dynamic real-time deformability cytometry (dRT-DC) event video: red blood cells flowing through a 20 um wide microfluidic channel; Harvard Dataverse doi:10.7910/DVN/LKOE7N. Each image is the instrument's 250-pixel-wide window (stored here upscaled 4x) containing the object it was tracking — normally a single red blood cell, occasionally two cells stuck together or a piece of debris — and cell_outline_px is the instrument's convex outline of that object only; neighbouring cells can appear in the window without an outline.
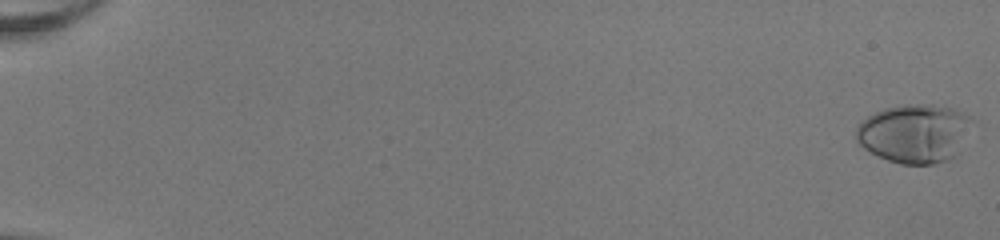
{"species": "human", "species_latin": "Homo sapiens", "temperature_condition": "room temperature", "stored_images_in_passage": 53, "camera_frame_rate_fps": 3000, "um_per_image_px": 0.085, "donor": {"sex": "female"}, "frame": {"image": 1, "passage_image": 1, "time_ms": 0.0, "image_size_px": [1000, 240], "cell_outline_px": [[968, 120], [956, 156], [948, 160], [932, 164], [900, 164], [888, 160], [864, 148], [856, 140], [856, 128], [868, 116], [884, 108], [904, 104], [932, 104], [956, 108], [968, 116]], "centroid_in_image_um": [77.66, 11.33], "position_along_channel_um": 7.3, "area_um2": 38.84}}
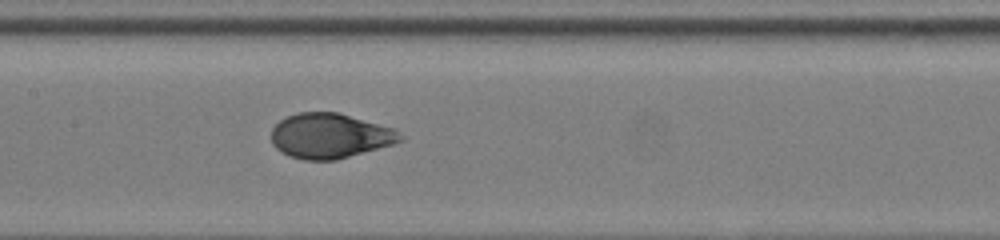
{"frame": {"image": 2, "passage_image": 29, "time_ms": 9.333, "image_size_px": [1000, 240], "cell_outline_px": [[404, 140], [392, 144], [336, 160], [304, 160], [288, 156], [276, 148], [272, 144], [272, 128], [280, 120], [296, 112], [336, 112], [392, 128], [400, 132], [404, 136]], "centroid_in_image_um": [28.02, 11.55], "position_along_channel_um": 179.4, "area_um2": 33.58}}
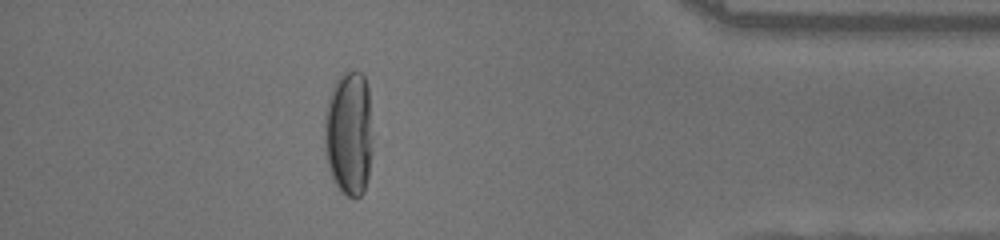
{"frame": {"image": 3, "passage_image": 48, "time_ms": 15.667, "image_size_px": [1000, 240], "cell_outline_px": [[372, 152], [368, 176], [364, 192], [356, 200], [340, 192], [332, 180], [328, 168], [324, 148], [324, 112], [328, 96], [340, 72], [352, 68], [360, 72], [364, 76], [368, 88], [372, 140]], "centroid_in_image_um": [29.63, 11.33], "position_along_channel_um": 405.6, "area_um2": 36.18}, "authors_computed_cell_mechanics": {"area_um2": 34.3332, "velocity_mm_per_s": 4.0493, "shape_relaxation_time_tau1_ms": 5.0202, "shape_relaxation_time_tau2_ms": null, "deformation_change_tau1": 0.2455, "deformation_change_tau2": null}}